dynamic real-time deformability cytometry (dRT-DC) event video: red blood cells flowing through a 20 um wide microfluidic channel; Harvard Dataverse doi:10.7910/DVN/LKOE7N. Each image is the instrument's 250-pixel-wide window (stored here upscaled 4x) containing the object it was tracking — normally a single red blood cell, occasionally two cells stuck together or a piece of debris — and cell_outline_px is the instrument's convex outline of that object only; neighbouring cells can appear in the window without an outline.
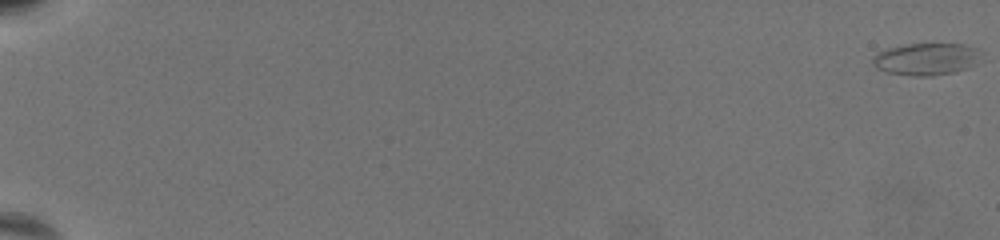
{"species": "common noctule bat (a hibernating species)", "species_latin": "Nyctalus noctula", "temperature_condition": "warm", "stored_images_in_passage": 72, "camera_frame_rate_fps": 3000, "um_per_image_px": 0.085, "animal": {"sex": "female", "body_mass_g": 19.5, "forearm_length_mm": 54.1}, "frame": {"image": 1, "passage_image": 1, "time_ms": 0.0, "image_size_px": [1000, 240], "cell_outline_px": [[980, 52], [964, 68], [956, 72], [932, 76], [912, 76], [888, 72], [876, 68], [872, 64], [872, 56], [876, 52], [888, 48], [904, 44], [964, 44], [980, 48]], "centroid_in_image_um": [78.61, 5.01], "position_along_channel_um": 6.4, "area_um2": 20.0}}
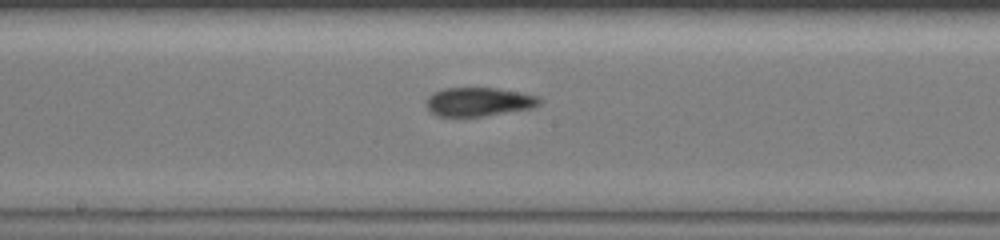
{"frame": {"image": 2, "passage_image": 43, "time_ms": 14.0, "image_size_px": [1000, 240], "cell_outline_px": [[544, 100], [540, 104], [532, 108], [484, 116], [436, 116], [424, 104], [428, 96], [432, 92], [444, 88], [496, 88], [520, 92], [536, 96]], "centroid_in_image_um": [40.67, 8.65], "position_along_channel_um": 207.5, "area_um2": 19.07}}
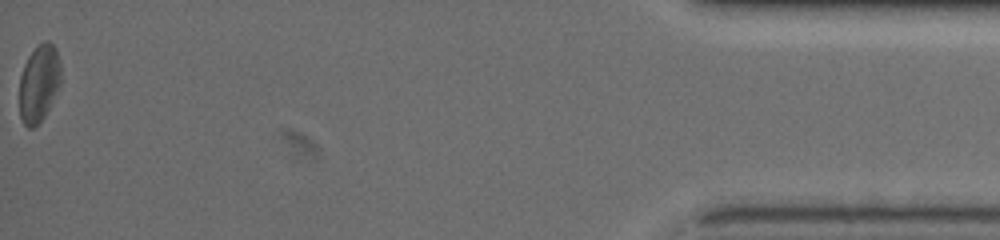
{"frame": {"image": 3, "passage_image": 72, "time_ms": 23.667, "image_size_px": [1000, 240], "cell_outline_px": [[60, 80], [48, 108], [44, 116], [32, 128], [28, 128], [24, 124], [20, 116], [20, 76], [24, 64], [28, 56], [44, 40], [48, 40], [56, 48], [60, 64]], "centroid_in_image_um": [3.29, 7.05], "position_along_channel_um": 431.9, "area_um2": 18.15}, "authors_computed_cell_mechanics": {"area_um2": 18.7561, "velocity_mm_per_s": 3.1505, "shape_relaxation_time_tau1_ms": null, "shape_relaxation_time_tau2_ms": 3.8451, "deformation_change_tau1": null, "deformation_change_tau2": 0.1149}}